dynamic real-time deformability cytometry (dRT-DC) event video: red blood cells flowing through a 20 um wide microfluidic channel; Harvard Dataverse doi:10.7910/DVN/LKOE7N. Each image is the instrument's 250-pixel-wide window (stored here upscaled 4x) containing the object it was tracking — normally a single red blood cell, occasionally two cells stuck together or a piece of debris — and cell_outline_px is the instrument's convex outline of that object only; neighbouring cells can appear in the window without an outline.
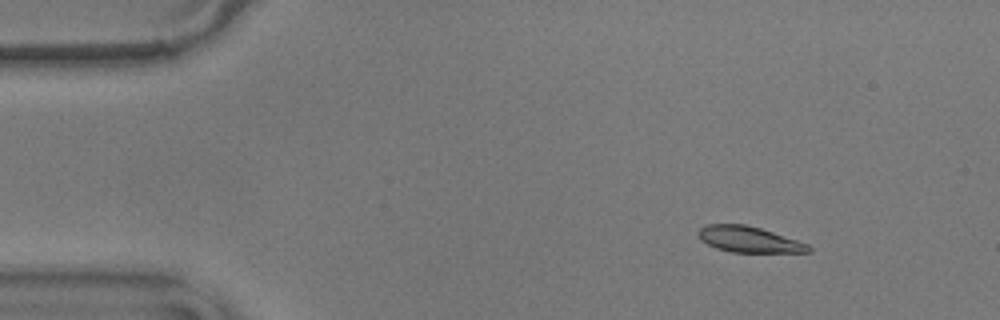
{"species": "common noctule bat (a hibernating species)", "species_latin": "Nyctalus noctula", "temperature_condition": "warm", "stored_images_in_passage": 50, "camera_frame_rate_fps": 3000, "um_per_image_px": 0.085, "animal": {"sex": "male", "body_mass_g": 17.9}, "frame": {"image": 1, "passage_image": 1, "time_ms": 0.0, "image_size_px": [1000, 320], "cell_outline_px": [[812, 252], [732, 252], [716, 248], [700, 240], [696, 232], [700, 228], [708, 224], [744, 224], [760, 228], [808, 244], [812, 248]], "centroid_in_image_um": [63.63, 20.35], "position_along_channel_um": 21.4, "area_um2": 16.53}}
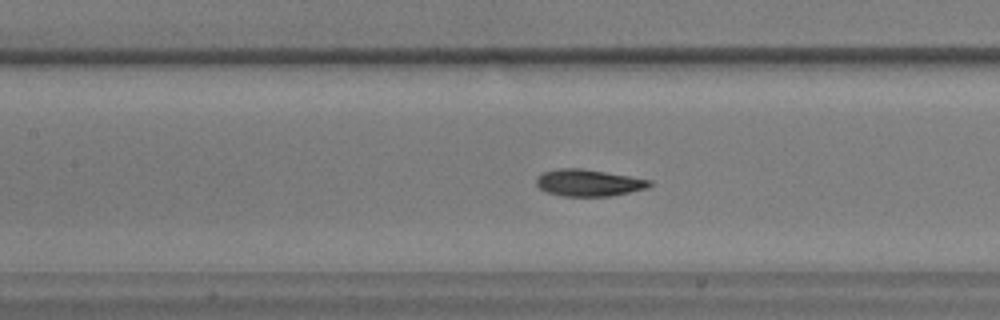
{"frame": {"image": 2, "passage_image": 19, "time_ms": 6.0, "image_size_px": [1000, 320], "cell_outline_px": [[652, 184], [648, 188], [612, 196], [564, 196], [548, 192], [540, 188], [536, 184], [536, 176], [544, 172], [560, 168], [580, 168], [652, 180]], "centroid_in_image_um": [50.04, 15.54], "position_along_channel_um": 157.4, "area_um2": 17.57}}
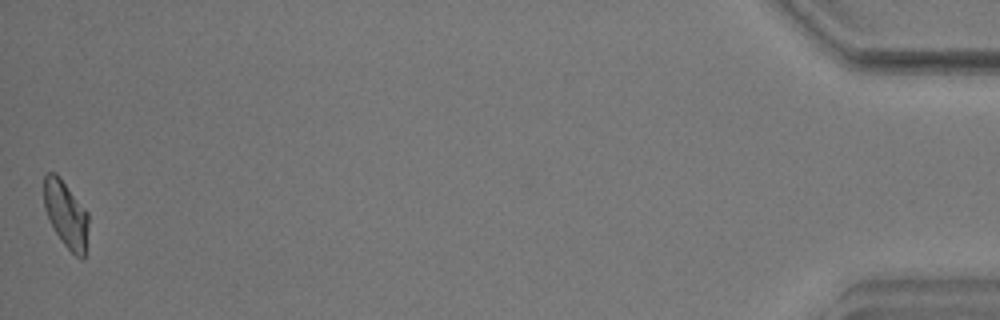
{"frame": {"image": 3, "passage_image": 50, "time_ms": 16.333, "image_size_px": [1000, 320], "cell_outline_px": [[88, 224], [84, 260], [80, 260], [64, 244], [56, 232], [44, 208], [44, 176], [48, 172], [56, 172], [60, 176], [88, 212]], "centroid_in_image_um": [5.61, 18.19], "position_along_channel_um": 429.6, "area_um2": 17.22}, "authors_computed_cell_mechanics": {"area_um2": 17.7446, "velocity_mm_per_s": 3.5627, "shape_relaxation_time_tau1_ms": 4.0577, "shape_relaxation_time_tau2_ms": 1.6102, "deformation_change_tau1": 0.1317, "deformation_change_tau2": 0.0675}}